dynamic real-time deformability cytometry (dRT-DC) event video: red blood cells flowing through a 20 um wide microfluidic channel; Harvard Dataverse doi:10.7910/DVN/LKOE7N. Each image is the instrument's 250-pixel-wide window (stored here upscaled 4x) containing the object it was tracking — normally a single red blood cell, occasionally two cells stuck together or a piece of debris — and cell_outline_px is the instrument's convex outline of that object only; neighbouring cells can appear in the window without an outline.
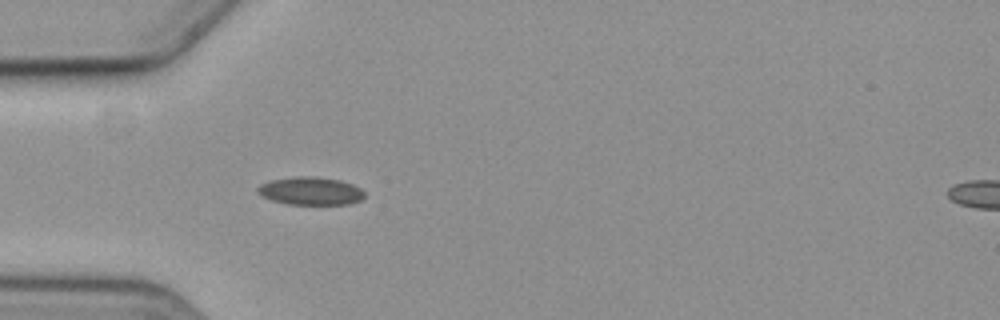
{"species": "common noctule bat (a hibernating species)", "species_latin": "Nyctalus noctula", "temperature_condition": "cold", "stored_images_in_passage": 4, "camera_frame_rate_fps": 3000, "um_per_image_px": 0.085, "animal": {"sex": "female", "body_mass_g": 19.3, "forearm_length_mm": 54.1}, "frame": {"image": 1, "passage_image": 4, "time_ms": 3.667, "image_size_px": [1000, 320], "cell_outline_px": [[364, 196], [360, 200], [348, 204], [288, 204], [272, 200], [256, 192], [256, 188], [260, 184], [272, 180], [296, 176], [312, 176], [340, 180], [352, 184], [360, 188], [364, 192]], "centroid_in_image_um": [26.39, 16.23], "position_along_channel_um": 58.6, "area_um2": 17.28}}